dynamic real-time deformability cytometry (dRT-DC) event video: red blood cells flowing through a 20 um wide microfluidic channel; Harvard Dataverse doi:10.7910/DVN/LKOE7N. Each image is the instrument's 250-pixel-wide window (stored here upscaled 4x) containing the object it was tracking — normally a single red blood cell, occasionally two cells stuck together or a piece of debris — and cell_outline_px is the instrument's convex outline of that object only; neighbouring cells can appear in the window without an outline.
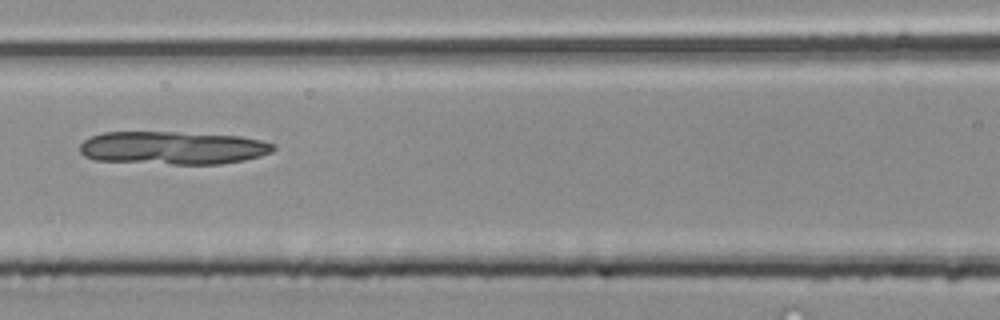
{"species": "common noctule bat (a hibernating species)", "species_latin": "Nyctalus noctula", "temperature_condition": "room temperature", "stored_images_in_passage": 47, "camera_frame_rate_fps": 3000, "um_per_image_px": 0.085, "animal": {"sex": "male", "body_mass_g": 20.4}, "frame": {"image": 1, "passage_image": 21, "time_ms": 6.667, "image_size_px": [1000, 320], "cell_outline_px": [[276, 148], [272, 152], [260, 156], [244, 160], [220, 164], [172, 164], [96, 160], [84, 156], [80, 152], [80, 144], [84, 140], [92, 136], [104, 132], [180, 132], [240, 136], [260, 140], [276, 144]], "centroid_in_image_um": [14.72, 12.57], "position_along_channel_um": 151.9, "area_um2": 37.4}}
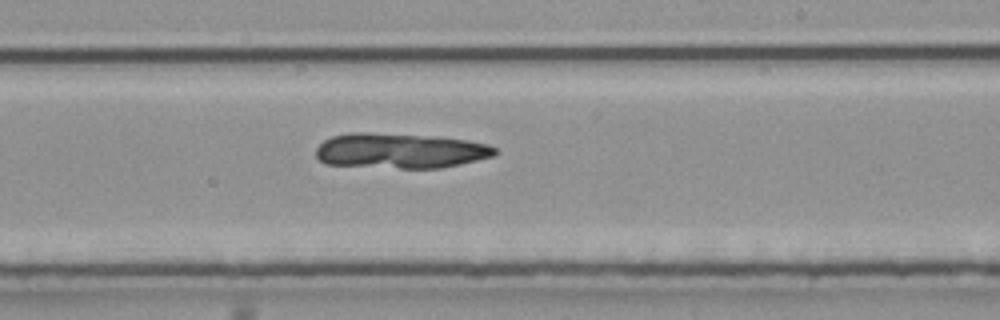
{"frame": {"image": 2, "passage_image": 28, "time_ms": 9.0, "image_size_px": [1000, 320], "cell_outline_px": [[500, 152], [492, 156], [460, 164], [440, 168], [400, 168], [324, 164], [316, 156], [316, 148], [324, 140], [332, 136], [352, 132], [368, 132], [420, 136], [468, 140], [488, 144], [496, 148]], "centroid_in_image_um": [33.99, 12.82], "position_along_channel_um": 255.0, "area_um2": 36.41}}
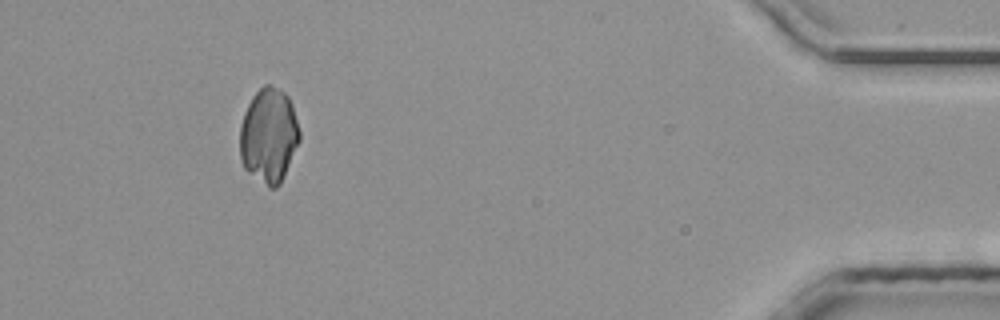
{"frame": {"image": 3, "passage_image": 43, "time_ms": 14.0, "image_size_px": [1000, 320], "cell_outline_px": [[300, 140], [280, 184], [276, 188], [268, 188], [248, 172], [244, 168], [240, 156], [240, 124], [244, 112], [252, 96], [264, 84], [272, 84], [280, 88], [288, 96], [292, 104], [300, 132]], "centroid_in_image_um": [22.84, 11.51], "position_along_channel_um": 412.4, "area_um2": 33.18}}